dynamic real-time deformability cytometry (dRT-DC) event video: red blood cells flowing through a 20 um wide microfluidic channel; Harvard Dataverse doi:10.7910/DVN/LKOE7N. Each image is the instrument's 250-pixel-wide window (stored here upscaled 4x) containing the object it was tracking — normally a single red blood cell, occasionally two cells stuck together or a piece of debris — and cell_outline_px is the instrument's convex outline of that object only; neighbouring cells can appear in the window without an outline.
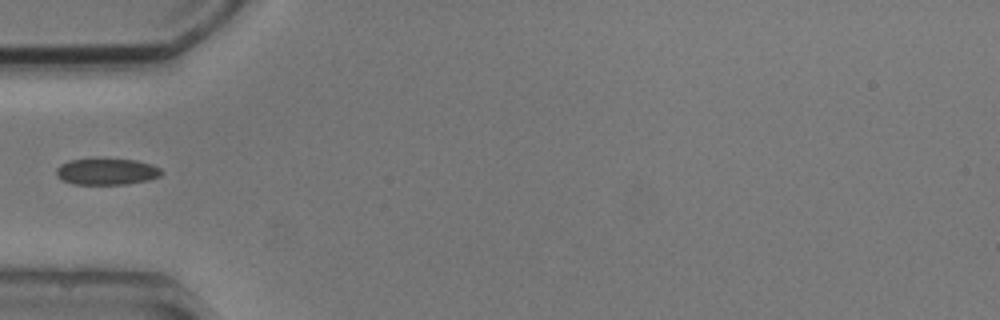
{"species": "common noctule bat (a hibernating species)", "species_latin": "Nyctalus noctula", "temperature_condition": "cold", "stored_images_in_passage": 5, "segment_of_instrument_passage": [2, 2], "camera_frame_rate_fps": 3000, "um_per_image_px": 0.085, "animal": {"sex": "male", "body_mass_g": 20.5, "forearm_length_mm": 52.5}, "frame": {"image": 1, "passage_image": 5, "time_ms": 4.333, "image_size_px": [1000, 320], "cell_outline_px": [[164, 172], [160, 176], [148, 180], [124, 184], [72, 184], [56, 176], [56, 168], [60, 164], [68, 160], [96, 156], [136, 160], [152, 164], [160, 168]], "centroid_in_image_um": [9.04, 14.53], "position_along_channel_um": 76.0, "area_um2": 16.94}}